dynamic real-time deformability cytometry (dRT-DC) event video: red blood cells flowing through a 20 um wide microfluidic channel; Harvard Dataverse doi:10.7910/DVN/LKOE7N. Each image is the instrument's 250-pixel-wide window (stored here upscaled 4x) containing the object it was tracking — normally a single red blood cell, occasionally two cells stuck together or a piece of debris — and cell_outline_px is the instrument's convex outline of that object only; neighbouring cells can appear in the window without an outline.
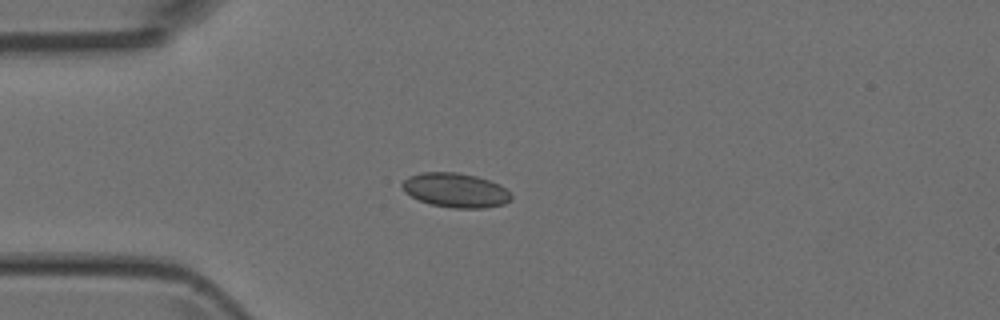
{"species": "Egyptian fruit bat (a non-hibernating species)", "species_latin": "Rousettus aegyptiacus", "temperature_condition": "room temperature", "stored_images_in_passage": 3, "camera_frame_rate_fps": 3000, "um_per_image_px": 0.085, "animal": {"sex": "female"}, "frame": {"image": 1, "passage_image": 3, "time_ms": 2.333, "image_size_px": [1000, 320], "cell_outline_px": [[512, 200], [504, 204], [484, 208], [452, 208], [432, 204], [420, 200], [404, 192], [400, 184], [408, 176], [420, 172], [456, 172], [476, 176], [500, 184], [512, 196]], "centroid_in_image_um": [38.71, 16.16], "position_along_channel_um": 46.3, "area_um2": 21.85}}